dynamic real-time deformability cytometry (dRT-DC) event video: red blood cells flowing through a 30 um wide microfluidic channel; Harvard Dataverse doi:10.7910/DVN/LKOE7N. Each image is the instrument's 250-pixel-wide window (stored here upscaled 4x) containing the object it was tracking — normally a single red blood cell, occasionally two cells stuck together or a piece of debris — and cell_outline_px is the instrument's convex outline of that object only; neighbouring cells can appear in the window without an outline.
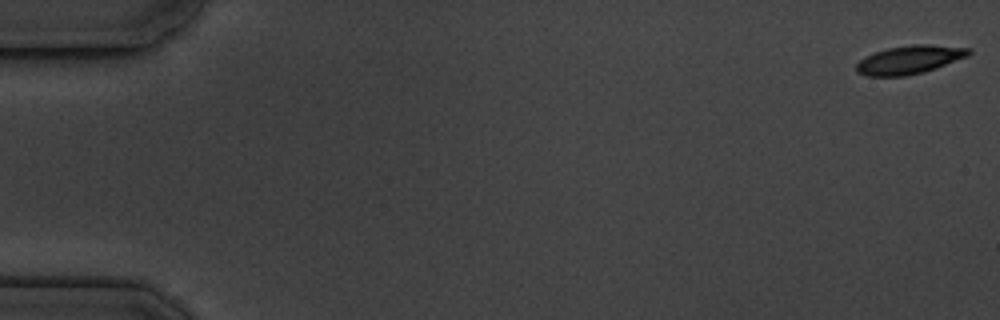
{"species": "common noctule bat (a hibernating species)", "species_latin": "Nyctalus noctula", "temperature_condition": "cold", "stored_images_in_passage": 4, "camera_frame_rate_fps": 3000, "um_per_image_px": 0.085, "animal": {"sex": "male", "body_mass_g": 19.5, "forearm_length_mm": 54.6}, "frame": {"image": 1, "passage_image": 1, "time_ms": 0.0, "image_size_px": [1000, 320], "cell_outline_px": [[972, 52], [968, 56], [936, 68], [924, 72], [904, 76], [868, 76], [856, 72], [856, 64], [860, 60], [876, 52], [888, 48], [912, 44], [928, 44], [972, 48]], "centroid_in_image_um": [77.34, 5.07], "position_along_channel_um": 7.7, "area_um2": 18.55}}